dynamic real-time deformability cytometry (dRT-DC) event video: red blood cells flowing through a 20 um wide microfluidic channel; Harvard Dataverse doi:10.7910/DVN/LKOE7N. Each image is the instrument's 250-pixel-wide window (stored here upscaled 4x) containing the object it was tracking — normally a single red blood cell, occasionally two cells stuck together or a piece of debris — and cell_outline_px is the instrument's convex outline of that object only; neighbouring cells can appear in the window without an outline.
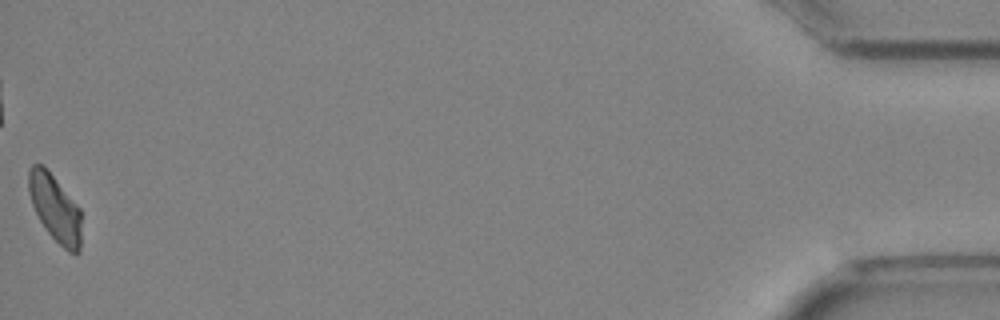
{"species": "Egyptian fruit bat (a non-hibernating species)", "species_latin": "Rousettus aegyptiacus", "temperature_condition": "cold", "stored_images_in_passage": 46, "camera_frame_rate_fps": 3000, "um_per_image_px": 0.085, "animal": {"sex": "female"}, "frame": {"image": 1, "passage_image": 46, "time_ms": 15.0, "image_size_px": [1000, 320], "cell_outline_px": [[80, 252], [76, 256], [68, 252], [48, 232], [40, 220], [32, 204], [28, 192], [28, 172], [32, 164], [44, 164], [80, 208]], "centroid_in_image_um": [4.68, 17.68], "position_along_channel_um": 430.5, "area_um2": 20.58}}